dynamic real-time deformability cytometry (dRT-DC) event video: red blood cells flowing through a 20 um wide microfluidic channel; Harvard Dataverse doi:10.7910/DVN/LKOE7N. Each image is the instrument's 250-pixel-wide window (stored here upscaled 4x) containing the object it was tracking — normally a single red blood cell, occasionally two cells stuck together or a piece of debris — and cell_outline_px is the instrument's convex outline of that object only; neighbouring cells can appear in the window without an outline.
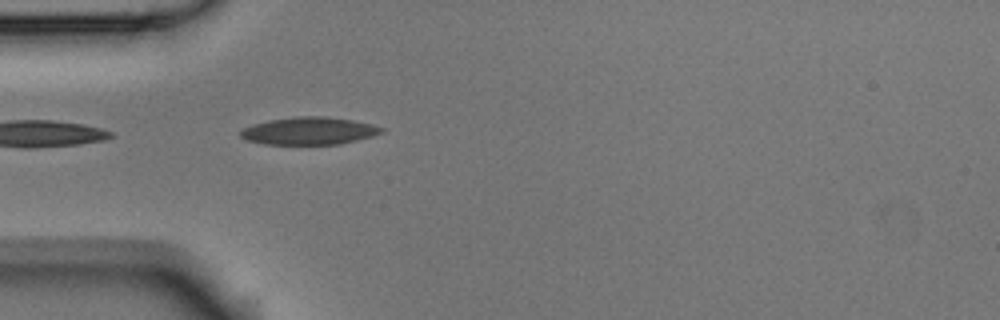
{"species": "Egyptian fruit bat (a non-hibernating species)", "species_latin": "Rousettus aegyptiacus", "temperature_condition": "room temperature", "stored_images_in_passage": 1, "camera_frame_rate_fps": 3000, "um_per_image_px": 0.085, "animal": {"sex": "male"}, "frame": {"image": 1, "passage_image": 1, "time_ms": 0.0, "image_size_px": [1000, 320], "cell_outline_px": [[384, 132], [372, 136], [340, 144], [264, 144], [244, 140], [240, 136], [240, 132], [244, 128], [268, 120], [296, 116], [324, 116], [352, 120], [372, 124], [384, 128]], "centroid_in_image_um": [26.28, 11.12], "position_along_channel_um": 58.7, "area_um2": 22.54}}